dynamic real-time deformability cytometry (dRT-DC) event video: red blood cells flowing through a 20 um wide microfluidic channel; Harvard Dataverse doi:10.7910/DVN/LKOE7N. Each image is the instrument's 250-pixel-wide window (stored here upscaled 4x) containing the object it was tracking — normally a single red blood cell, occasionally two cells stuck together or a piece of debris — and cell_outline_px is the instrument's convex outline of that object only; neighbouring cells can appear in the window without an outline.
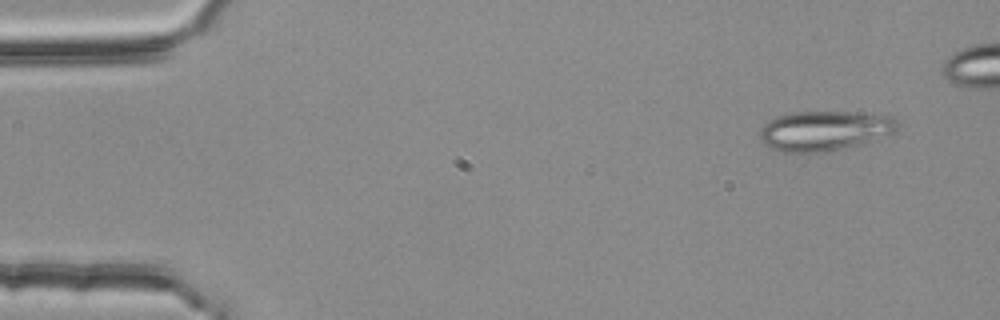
{"species": "common noctule bat (a hibernating species)", "species_latin": "Nyctalus noctula", "temperature_condition": "room temperature", "stored_images_in_passage": 5, "camera_frame_rate_fps": 3000, "um_per_image_px": 0.085, "animal": {"sex": "female", "body_mass_g": 25.1}, "frame": {"image": 1, "passage_image": 2, "time_ms": 0.333, "image_size_px": [1000, 320], "cell_outline_px": [[900, 124], [892, 132], [840, 148], [824, 152], [784, 152], [768, 148], [760, 140], [756, 132], [768, 120], [776, 116], [796, 112], [888, 112]], "centroid_in_image_um": [70.01, 11.07], "position_along_channel_um": 15.0, "area_um2": 31.96}}